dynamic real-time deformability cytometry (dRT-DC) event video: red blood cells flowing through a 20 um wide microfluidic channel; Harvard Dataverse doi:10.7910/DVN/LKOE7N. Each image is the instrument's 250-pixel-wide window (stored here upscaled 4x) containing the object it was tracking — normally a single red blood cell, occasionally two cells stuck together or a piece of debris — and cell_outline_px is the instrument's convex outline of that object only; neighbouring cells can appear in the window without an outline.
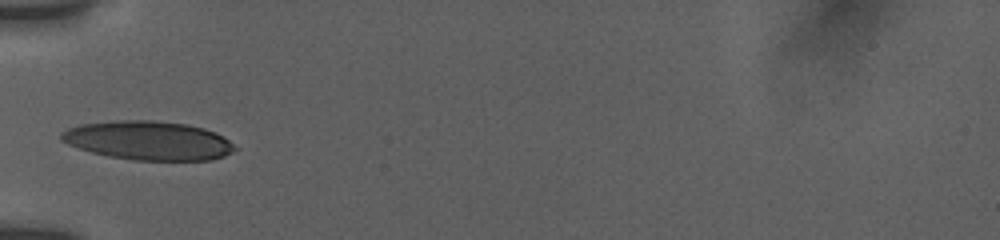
{"species": "human", "species_latin": "Homo sapiens", "temperature_condition": "room temperature", "stored_images_in_passage": 36, "camera_frame_rate_fps": 3000, "um_per_image_px": 0.085, "donor": {"sex": "female"}, "frame": {"image": 1, "passage_image": 1, "time_ms": 0.0, "image_size_px": [1000, 240], "cell_outline_px": [[236, 148], [232, 152], [224, 156], [212, 160], [136, 160], [108, 156], [92, 152], [68, 144], [60, 140], [60, 132], [68, 128], [80, 124], [116, 120], [152, 120], [184, 124], [204, 128], [216, 132], [224, 136]], "centroid_in_image_um": [12.6, 11.94], "position_along_channel_um": 72.4, "area_um2": 39.3}}
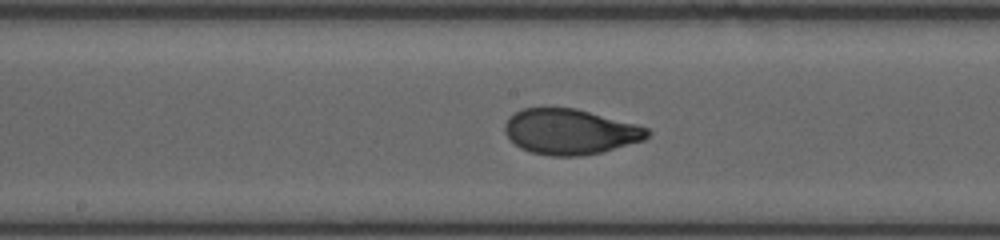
{"frame": {"image": 2, "passage_image": 11, "time_ms": 3.333, "image_size_px": [1000, 240], "cell_outline_px": [[652, 132], [644, 140], [600, 152], [580, 156], [552, 156], [532, 152], [520, 148], [504, 132], [504, 124], [508, 116], [524, 108], [576, 108], [636, 124], [648, 128]], "centroid_in_image_um": [48.45, 11.19], "position_along_channel_um": 199.7, "area_um2": 37.57}}
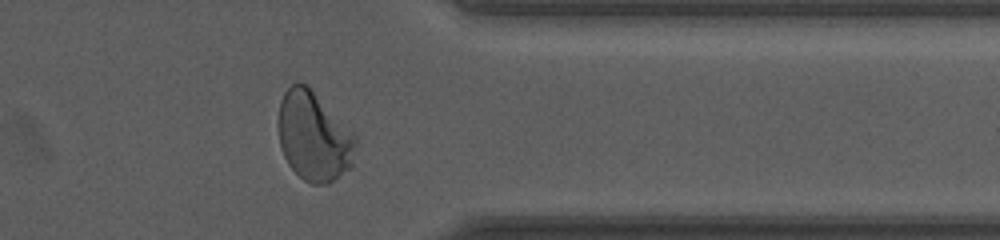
{"frame": {"image": 3, "passage_image": 26, "time_ms": 8.333, "image_size_px": [1000, 240], "cell_outline_px": [[356, 144], [352, 168], [328, 184], [312, 184], [304, 180], [288, 164], [280, 148], [276, 124], [276, 120], [280, 100], [284, 92], [292, 84], [304, 84], [356, 136]], "centroid_in_image_um": [26.63, 11.65], "position_along_channel_um": 384.8, "area_um2": 40.0}, "authors_computed_cell_mechanics": {"area_um2": 38.1769, "velocity_mm_per_s": 3.8168, "shape_relaxation_time_tau1_ms": 3.513, "shape_relaxation_time_tau2_ms": null, "deformation_change_tau1": 0.1786, "deformation_change_tau2": null}}